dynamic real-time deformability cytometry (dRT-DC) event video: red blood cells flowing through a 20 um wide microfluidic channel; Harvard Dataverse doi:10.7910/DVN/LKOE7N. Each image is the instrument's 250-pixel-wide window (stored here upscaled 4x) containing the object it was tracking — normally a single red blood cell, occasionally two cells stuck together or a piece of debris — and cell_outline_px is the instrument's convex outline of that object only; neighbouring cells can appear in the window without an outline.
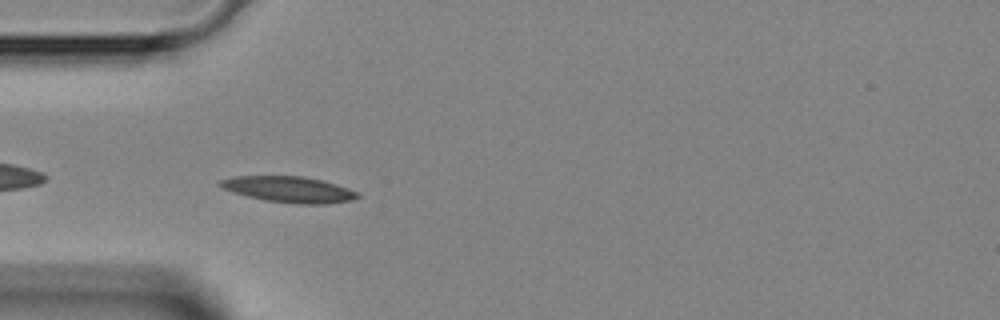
{"species": "Egyptian fruit bat (a non-hibernating species)", "species_latin": "Rousettus aegyptiacus", "temperature_condition": "room temperature", "stored_images_in_passage": 34, "camera_frame_rate_fps": 3000, "um_per_image_px": 0.085, "animal": {"sex": "female"}, "frame": {"image": 1, "passage_image": 2, "time_ms": 0.333, "image_size_px": [1000, 320], "cell_outline_px": [[360, 196], [352, 200], [324, 204], [300, 204], [264, 200], [232, 192], [216, 184], [220, 180], [232, 176], [304, 176], [336, 184], [348, 188], [356, 192]], "centroid_in_image_um": [24.53, 16.09], "position_along_channel_um": 60.5, "area_um2": 20.69}}
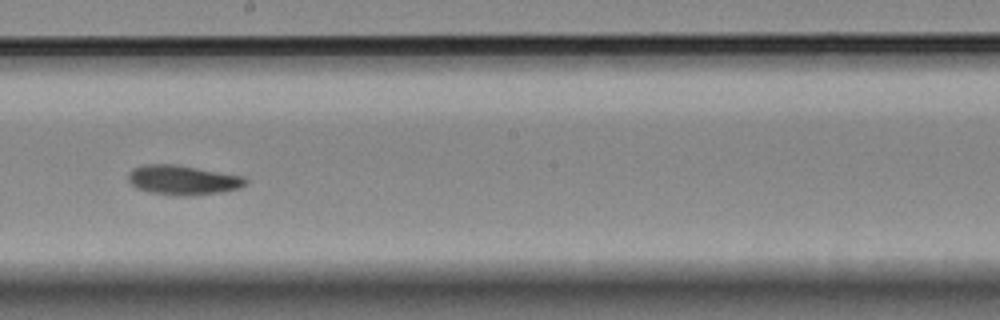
{"frame": {"image": 2, "passage_image": 14, "time_ms": 4.333, "image_size_px": [1000, 320], "cell_outline_px": [[248, 180], [240, 188], [220, 192], [192, 196], [184, 196], [148, 192], [136, 188], [128, 180], [128, 172], [132, 168], [144, 164], [176, 164], [244, 176]], "centroid_in_image_um": [15.52, 15.29], "position_along_channel_um": 232.7, "area_um2": 20.35}}
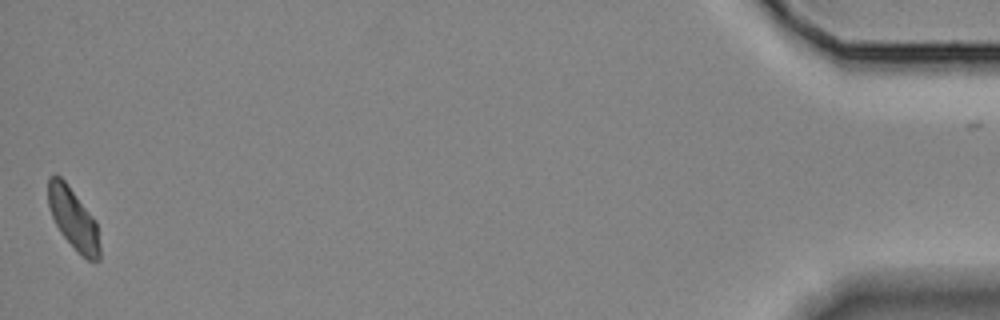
{"frame": {"image": 3, "passage_image": 34, "time_ms": 11.0, "image_size_px": [1000, 320], "cell_outline_px": [[100, 260], [88, 260], [60, 232], [52, 216], [48, 204], [48, 176], [56, 172], [68, 184], [96, 220], [100, 244]], "centroid_in_image_um": [6.23, 18.52], "position_along_channel_um": 429.0, "area_um2": 18.26}}